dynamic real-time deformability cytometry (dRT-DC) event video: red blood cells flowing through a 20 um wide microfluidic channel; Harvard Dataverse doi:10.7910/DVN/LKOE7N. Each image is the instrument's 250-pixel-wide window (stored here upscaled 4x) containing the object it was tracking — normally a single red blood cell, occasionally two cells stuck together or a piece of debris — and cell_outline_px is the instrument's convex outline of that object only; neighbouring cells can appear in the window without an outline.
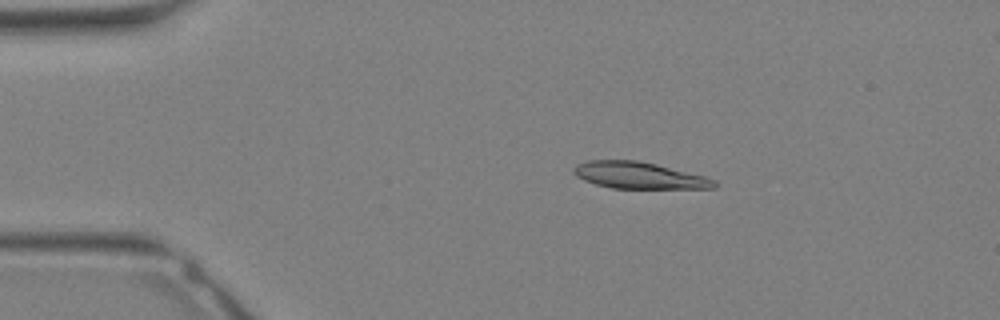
{"species": "Egyptian fruit bat (a non-hibernating species)", "species_latin": "Rousettus aegyptiacus", "temperature_condition": "warm", "stored_images_in_passage": 12, "camera_frame_rate_fps": 3000, "um_per_image_px": 0.085, "animal": {"sex": "female"}, "frame": {"image": 1, "passage_image": 6, "time_ms": 1.667, "image_size_px": [1000, 320], "cell_outline_px": [[716, 188], [612, 188], [596, 184], [584, 180], [576, 176], [572, 172], [572, 168], [576, 164], [588, 160], [636, 160], [656, 164], [704, 176], [716, 180]], "centroid_in_image_um": [54.27, 14.9], "position_along_channel_um": 30.7, "area_um2": 21.73}}
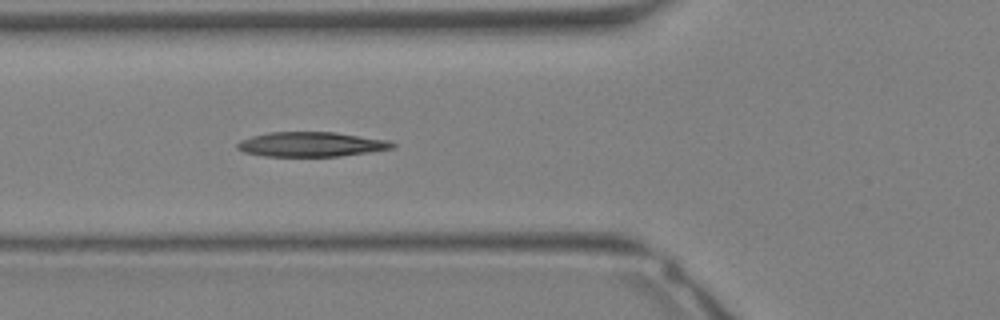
{"frame": {"image": 2, "passage_image": 12, "time_ms": 3.667, "image_size_px": [1000, 320], "cell_outline_px": [[396, 144], [392, 148], [368, 152], [340, 156], [264, 156], [244, 152], [236, 148], [236, 144], [240, 140], [252, 136], [268, 132], [336, 132], [388, 140]], "centroid_in_image_um": [26.42, 12.26], "position_along_channel_um": 99.4, "area_um2": 22.25}}